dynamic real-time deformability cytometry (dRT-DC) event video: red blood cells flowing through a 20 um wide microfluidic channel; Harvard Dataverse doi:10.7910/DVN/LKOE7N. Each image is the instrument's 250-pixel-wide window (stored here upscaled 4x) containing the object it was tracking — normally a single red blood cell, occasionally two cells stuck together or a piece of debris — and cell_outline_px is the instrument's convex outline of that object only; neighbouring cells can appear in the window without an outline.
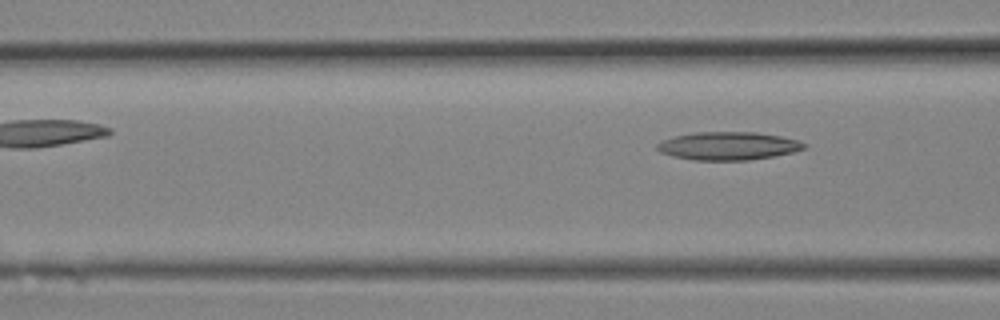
{"species": "Egyptian fruit bat (a non-hibernating species)", "species_latin": "Rousettus aegyptiacus", "temperature_condition": "room temperature", "stored_images_in_passage": 8, "segment_of_instrument_passage": [2, 2], "camera_frame_rate_fps": 3000, "um_per_image_px": 0.085, "animal": {"sex": "female"}, "frame": {"image": 1, "passage_image": 8, "time_ms": 2.333, "image_size_px": [1000, 320], "cell_outline_px": [[808, 148], [776, 156], [748, 160], [692, 160], [672, 156], [660, 152], [656, 148], [656, 144], [672, 136], [696, 132], [756, 132], [780, 136], [796, 140], [808, 144]], "centroid_in_image_um": [61.9, 12.4], "position_along_channel_um": 104.7, "area_um2": 24.22}}